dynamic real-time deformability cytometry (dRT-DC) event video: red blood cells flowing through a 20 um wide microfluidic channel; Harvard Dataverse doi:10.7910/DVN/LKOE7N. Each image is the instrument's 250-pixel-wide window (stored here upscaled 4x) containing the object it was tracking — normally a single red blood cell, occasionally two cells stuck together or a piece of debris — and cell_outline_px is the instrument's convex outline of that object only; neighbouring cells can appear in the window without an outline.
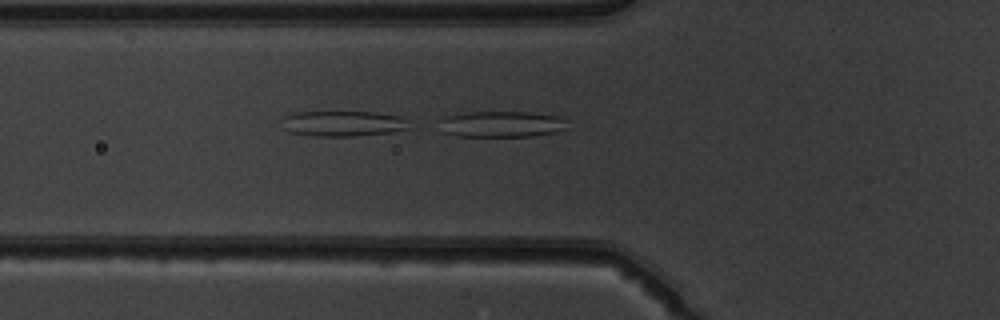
{"species": "common noctule bat (a hibernating species)", "species_latin": "Nyctalus noctula", "temperature_condition": "warm", "stored_images_in_passage": 44, "camera_frame_rate_fps": 3000, "um_per_image_px": 0.085, "animal": {"sex": "male", "body_mass_g": 19.5, "forearm_length_mm": 54.6}, "frame": {"image": 1, "passage_image": 13, "time_ms": 4.0, "image_size_px": [1000, 320], "cell_outline_px": [[568, 128], [556, 132], [532, 136], [456, 136], [444, 132], [440, 120], [444, 116], [468, 112], [532, 112], [556, 116], [568, 120]], "centroid_in_image_um": [42.69, 10.55], "position_along_channel_um": 83.1, "area_um2": 19.48}}
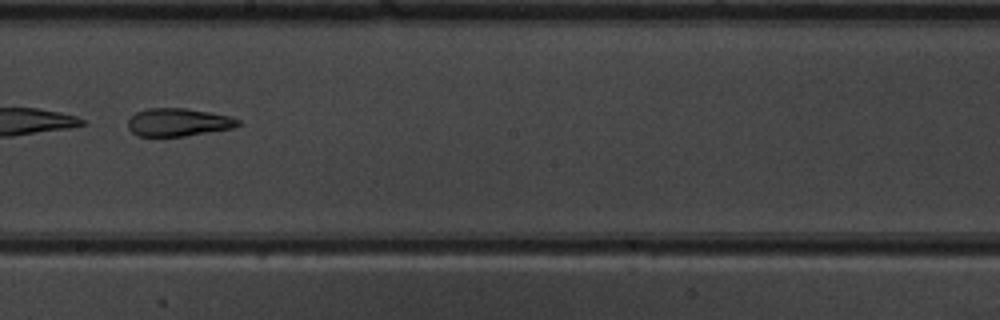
{"frame": {"image": 2, "passage_image": 24, "time_ms": 7.667, "image_size_px": [1000, 320], "cell_outline_px": [[240, 124], [232, 128], [184, 136], [136, 136], [128, 128], [128, 120], [136, 112], [148, 108], [184, 108], [208, 112], [228, 116], [240, 120]], "centroid_in_image_um": [15.11, 10.39], "position_along_channel_um": 233.1, "area_um2": 17.74}}
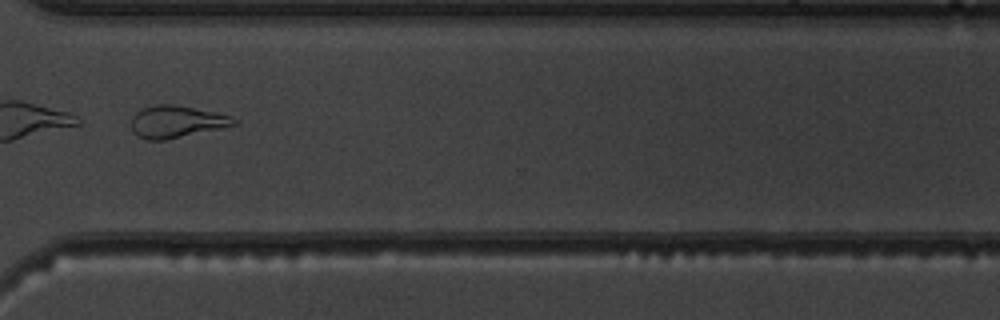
{"frame": {"image": 3, "passage_image": 33, "time_ms": 10.667, "image_size_px": [1000, 320], "cell_outline_px": [[236, 124], [220, 128], [164, 140], [148, 140], [136, 136], [132, 132], [132, 116], [136, 112], [144, 108], [156, 104], [172, 104], [232, 116], [236, 120]], "centroid_in_image_um": [14.94, 10.35], "position_along_channel_um": 355.7, "area_um2": 18.84}}